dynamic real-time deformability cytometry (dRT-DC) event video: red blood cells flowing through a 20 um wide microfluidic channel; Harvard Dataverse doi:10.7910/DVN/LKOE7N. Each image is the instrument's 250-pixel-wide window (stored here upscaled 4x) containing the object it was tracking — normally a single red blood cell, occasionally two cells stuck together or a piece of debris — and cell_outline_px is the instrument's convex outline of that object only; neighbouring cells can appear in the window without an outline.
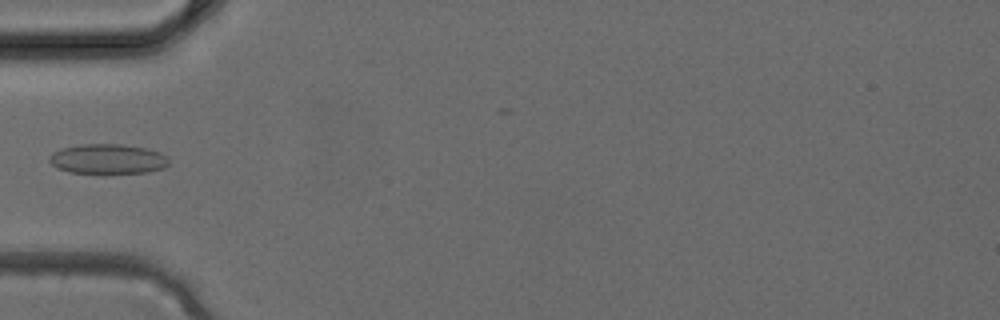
{"species": "common noctule bat (a hibernating species)", "species_latin": "Nyctalus noctula", "temperature_condition": "cold", "stored_images_in_passage": 2, "camera_frame_rate_fps": 3000, "um_per_image_px": 0.085, "animal": {"sex": "female", "body_mass_g": 24.6, "forearm_length_mm": 56.2}, "frame": {"image": 1, "passage_image": 2, "time_ms": 0.333, "image_size_px": [1000, 320], "cell_outline_px": [[168, 164], [164, 168], [148, 172], [104, 176], [68, 172], [56, 168], [48, 160], [48, 156], [52, 152], [60, 148], [80, 144], [120, 144], [144, 148], [160, 152], [168, 156]], "centroid_in_image_um": [9.12, 13.56], "position_along_channel_um": 75.9, "area_um2": 21.85}}